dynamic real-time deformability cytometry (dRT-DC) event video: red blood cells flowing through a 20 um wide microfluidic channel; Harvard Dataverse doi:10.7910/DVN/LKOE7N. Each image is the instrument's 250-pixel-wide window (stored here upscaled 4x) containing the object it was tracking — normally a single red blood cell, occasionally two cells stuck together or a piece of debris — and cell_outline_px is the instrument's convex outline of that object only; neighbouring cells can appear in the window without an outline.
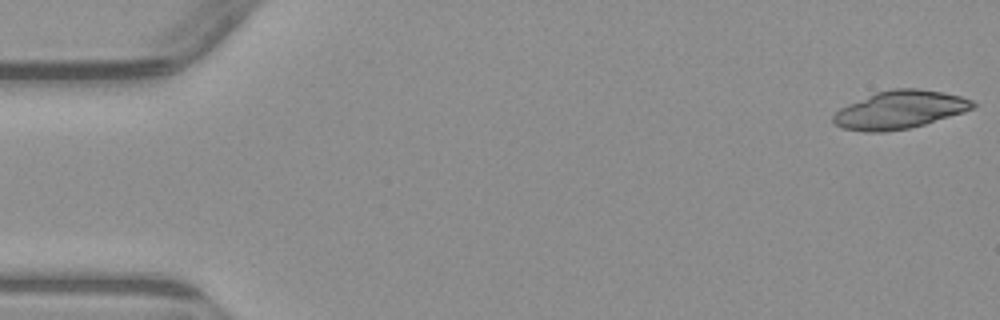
{"species": "common noctule bat (a hibernating species)", "species_latin": "Nyctalus noctula", "temperature_condition": "warm", "stored_images_in_passage": 5, "camera_frame_rate_fps": 3000, "um_per_image_px": 0.085, "animal": {"sex": "male", "body_mass_g": 23.1, "forearm_length_mm": 52.7}, "frame": {"image": 1, "passage_image": 1, "time_ms": 0.0, "image_size_px": [1000, 320], "cell_outline_px": [[976, 108], [964, 112], [924, 124], [908, 128], [884, 132], [864, 132], [844, 128], [836, 124], [832, 120], [832, 116], [840, 108], [848, 104], [876, 92], [892, 88], [916, 88], [944, 92], [960, 96], [972, 100], [976, 104]], "centroid_in_image_um": [76.5, 9.32], "position_along_channel_um": 8.5, "area_um2": 30.81}}